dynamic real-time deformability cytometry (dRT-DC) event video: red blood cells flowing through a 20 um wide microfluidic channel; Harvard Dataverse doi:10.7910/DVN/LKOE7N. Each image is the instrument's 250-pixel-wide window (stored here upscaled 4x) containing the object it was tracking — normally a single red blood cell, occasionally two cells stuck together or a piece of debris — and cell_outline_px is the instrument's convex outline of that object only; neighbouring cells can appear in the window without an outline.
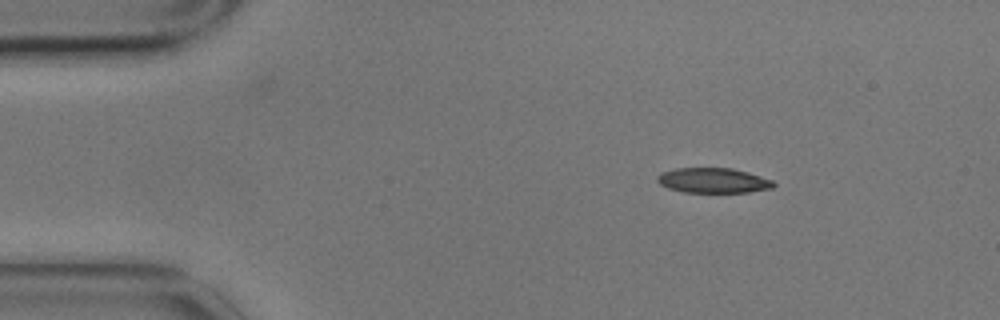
{"species": "common noctule bat (a hibernating species)", "species_latin": "Nyctalus noctula", "temperature_condition": "cold", "stored_images_in_passage": 3, "camera_frame_rate_fps": 3000, "um_per_image_px": 0.085, "animal": {"sex": "male", "body_mass_g": 17.9}, "frame": {"image": 1, "passage_image": 1, "time_ms": 0.0, "image_size_px": [1000, 320], "cell_outline_px": [[776, 184], [772, 188], [748, 192], [684, 192], [668, 188], [660, 184], [656, 180], [656, 176], [660, 172], [676, 168], [732, 168], [748, 172], [772, 180]], "centroid_in_image_um": [60.59, 15.33], "position_along_channel_um": 24.4, "area_um2": 16.99}}
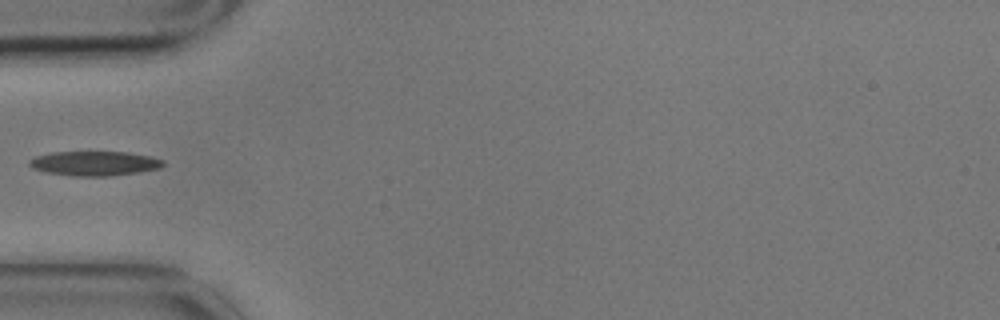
{"frame": {"image": 2, "passage_image": 3, "time_ms": 0.667, "image_size_px": [1000, 320], "cell_outline_px": [[164, 164], [160, 168], [136, 172], [108, 176], [72, 176], [48, 172], [32, 168], [28, 164], [28, 160], [36, 156], [52, 152], [128, 152], [152, 156], [164, 160]], "centroid_in_image_um": [8.03, 13.88], "position_along_channel_um": 77.0, "area_um2": 19.07}}